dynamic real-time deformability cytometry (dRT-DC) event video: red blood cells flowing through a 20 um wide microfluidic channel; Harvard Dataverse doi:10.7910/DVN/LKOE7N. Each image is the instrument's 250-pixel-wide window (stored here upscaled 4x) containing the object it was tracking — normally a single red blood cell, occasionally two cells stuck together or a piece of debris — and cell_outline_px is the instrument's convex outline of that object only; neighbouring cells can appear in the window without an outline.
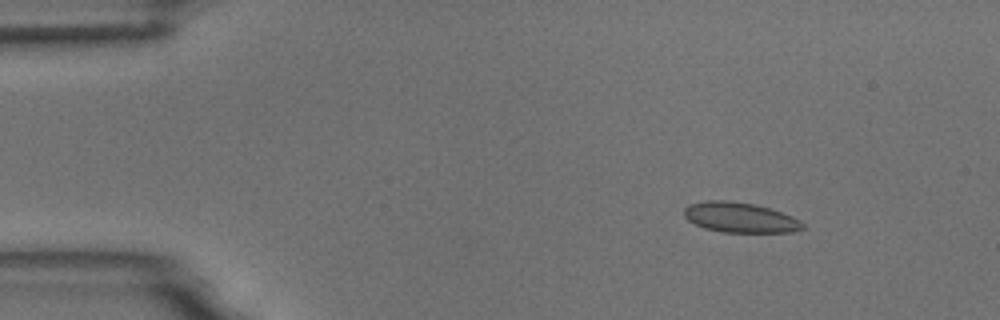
{"species": "common noctule bat (a hibernating species)", "species_latin": "Nyctalus noctula", "temperature_condition": "room temperature", "stored_images_in_passage": 5, "camera_frame_rate_fps": 3000, "um_per_image_px": 0.085, "animal": {"sex": "male", "body_mass_g": 18.8}, "frame": {"image": 1, "passage_image": 3, "time_ms": 2.333, "image_size_px": [1000, 320], "cell_outline_px": [[804, 228], [792, 232], [724, 232], [704, 228], [688, 220], [684, 216], [684, 208], [688, 204], [708, 200], [728, 200], [756, 204], [792, 216], [800, 220], [804, 224]], "centroid_in_image_um": [62.89, 18.48], "position_along_channel_um": 22.1, "area_um2": 20.81}}
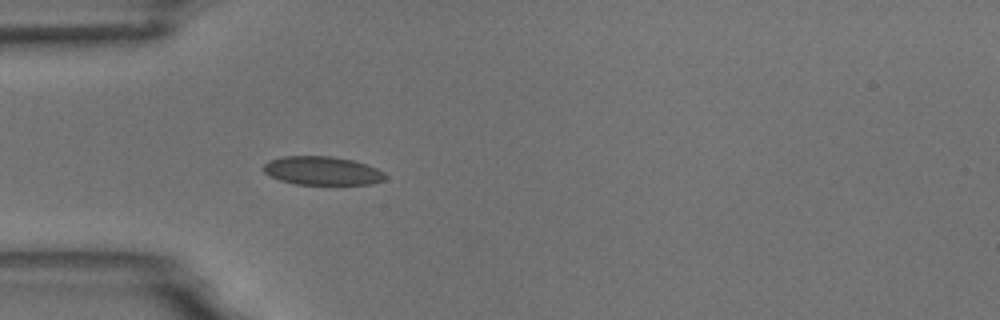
{"frame": {"image": 2, "passage_image": 5, "time_ms": 5.333, "image_size_px": [1000, 320], "cell_outline_px": [[388, 176], [384, 180], [372, 184], [296, 184], [280, 180], [264, 172], [264, 164], [268, 160], [284, 156], [332, 156], [352, 160], [376, 168], [384, 172]], "centroid_in_image_um": [27.4, 14.51], "position_along_channel_um": 57.6, "area_um2": 20.17}}